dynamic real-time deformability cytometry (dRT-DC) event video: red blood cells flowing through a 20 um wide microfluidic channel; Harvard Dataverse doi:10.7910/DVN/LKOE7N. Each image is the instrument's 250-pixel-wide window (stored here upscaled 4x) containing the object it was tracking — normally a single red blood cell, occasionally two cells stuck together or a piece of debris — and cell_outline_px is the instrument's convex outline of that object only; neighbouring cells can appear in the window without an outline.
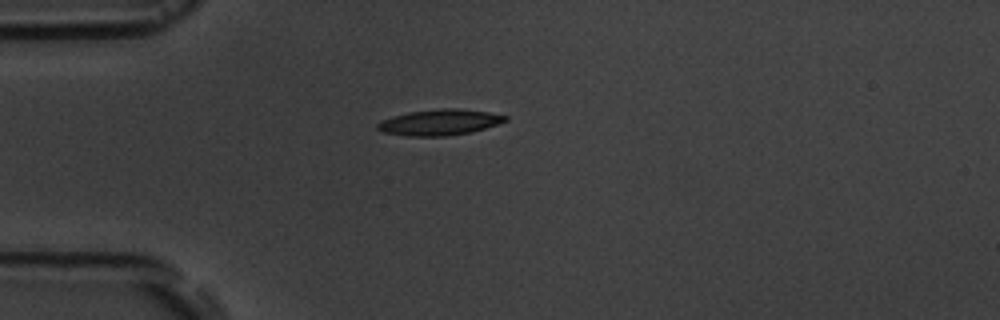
{"species": "common noctule bat (a hibernating species)", "species_latin": "Nyctalus noctula", "temperature_condition": "room temperature", "stored_images_in_passage": 5, "camera_frame_rate_fps": 3000, "um_per_image_px": 0.085, "animal": {"sex": "male", "body_mass_g": 19.5, "forearm_length_mm": 54.6}, "frame": {"image": 1, "passage_image": 5, "time_ms": 4.667, "image_size_px": [1000, 320], "cell_outline_px": [[508, 120], [472, 132], [448, 136], [408, 136], [384, 132], [376, 128], [376, 124], [380, 120], [392, 116], [408, 112], [440, 108], [456, 108], [488, 112], [508, 116]], "centroid_in_image_um": [37.34, 10.39], "position_along_channel_um": 47.7, "area_um2": 19.31}}